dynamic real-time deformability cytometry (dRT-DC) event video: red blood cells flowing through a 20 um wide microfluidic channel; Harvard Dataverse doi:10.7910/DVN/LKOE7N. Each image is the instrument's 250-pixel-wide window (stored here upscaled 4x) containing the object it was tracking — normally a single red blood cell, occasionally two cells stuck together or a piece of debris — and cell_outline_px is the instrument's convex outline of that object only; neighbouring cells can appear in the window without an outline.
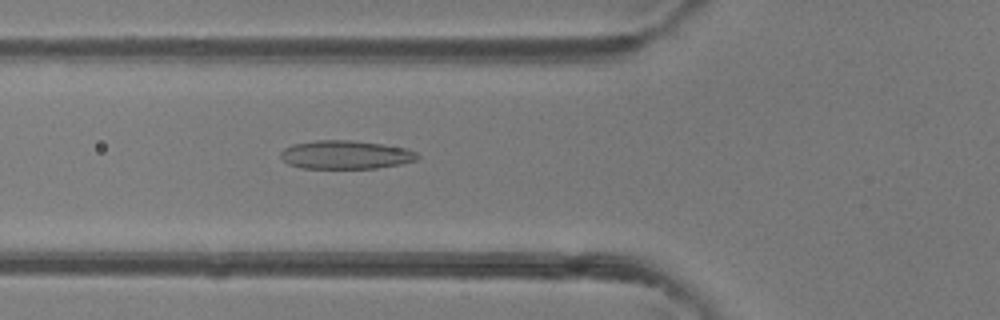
{"species": "common noctule bat (a hibernating species)", "species_latin": "Nyctalus noctula", "temperature_condition": "room temperature", "stored_images_in_passage": 45, "camera_frame_rate_fps": 3000, "um_per_image_px": 0.085, "animal": {"sex": "female"}, "frame": {"image": 1, "passage_image": 15, "time_ms": 4.667, "image_size_px": [1000, 320], "cell_outline_px": [[420, 156], [416, 160], [400, 164], [376, 168], [300, 168], [288, 164], [280, 156], [280, 152], [284, 148], [292, 144], [316, 140], [352, 140], [380, 144], [404, 148], [416, 152]], "centroid_in_image_um": [29.34, 13.15], "position_along_channel_um": 96.5, "area_um2": 22.66}}
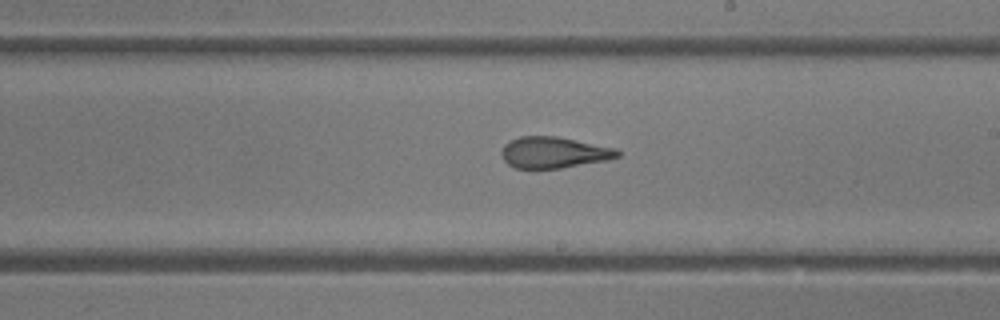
{"frame": {"image": 2, "passage_image": 25, "time_ms": 8.0, "image_size_px": [1000, 320], "cell_outline_px": [[620, 156], [608, 160], [560, 168], [516, 168], [508, 164], [504, 160], [500, 152], [504, 144], [520, 136], [556, 136], [616, 148], [620, 152]], "centroid_in_image_um": [47.08, 12.96], "position_along_channel_um": 241.9, "area_um2": 21.04}}
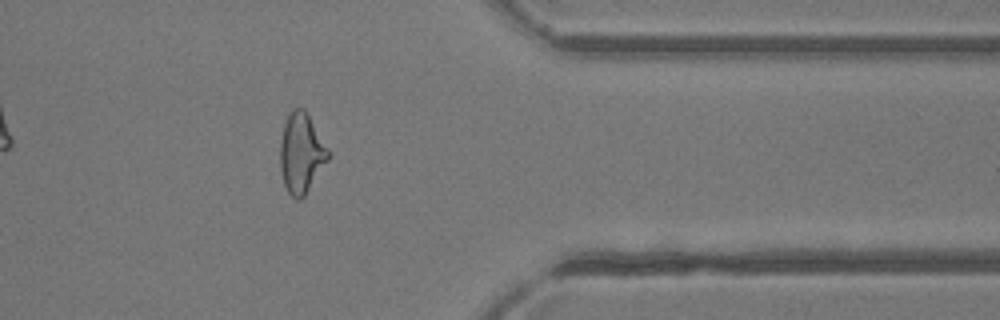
{"frame": {"image": 3, "passage_image": 36, "time_ms": 11.667, "image_size_px": [1000, 320], "cell_outline_px": [[332, 156], [304, 196], [300, 200], [296, 200], [288, 192], [284, 184], [280, 168], [280, 140], [284, 124], [288, 112], [292, 108], [304, 108], [332, 152]], "centroid_in_image_um": [25.64, 13.0], "position_along_channel_um": 385.8, "area_um2": 22.89}, "authors_computed_cell_mechanics": {"area_um2": 22.8888, "velocity_mm_per_s": 4.3497, "shape_relaxation_time_tau1_ms": 8.4798, "shape_relaxation_time_tau2_ms": 1.8402, "deformation_change_tau1": 0.228, "deformation_change_tau2": 0.101}}